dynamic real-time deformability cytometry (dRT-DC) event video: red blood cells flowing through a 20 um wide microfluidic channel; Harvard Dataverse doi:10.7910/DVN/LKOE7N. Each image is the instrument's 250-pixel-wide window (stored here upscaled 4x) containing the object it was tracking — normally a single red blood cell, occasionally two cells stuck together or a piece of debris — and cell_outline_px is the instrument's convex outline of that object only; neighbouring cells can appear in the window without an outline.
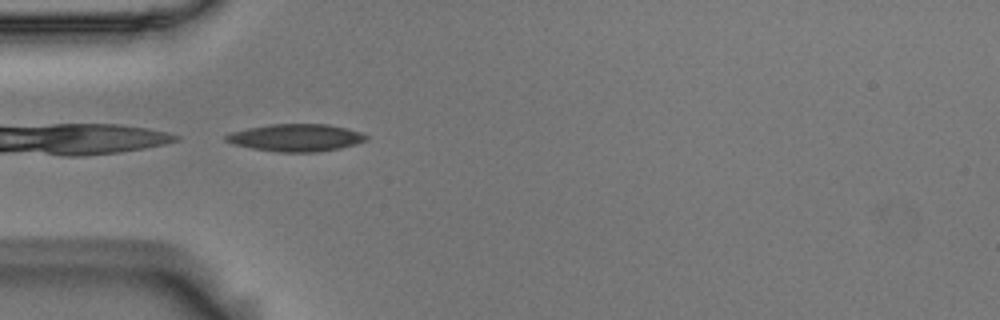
{"species": "Egyptian fruit bat (a non-hibernating species)", "species_latin": "Rousettus aegyptiacus", "temperature_condition": "room temperature", "stored_images_in_passage": 12, "camera_frame_rate_fps": 3000, "um_per_image_px": 0.085, "animal": {"sex": "male"}, "frame": {"image": 1, "passage_image": 1, "time_ms": 0.0, "image_size_px": [1000, 320], "cell_outline_px": [[368, 140], [356, 144], [340, 148], [316, 152], [276, 152], [252, 148], [232, 144], [224, 140], [224, 136], [232, 132], [248, 128], [268, 124], [328, 124], [360, 132], [368, 136]], "centroid_in_image_um": [25.14, 11.7], "position_along_channel_um": 59.9, "area_um2": 22.37}}
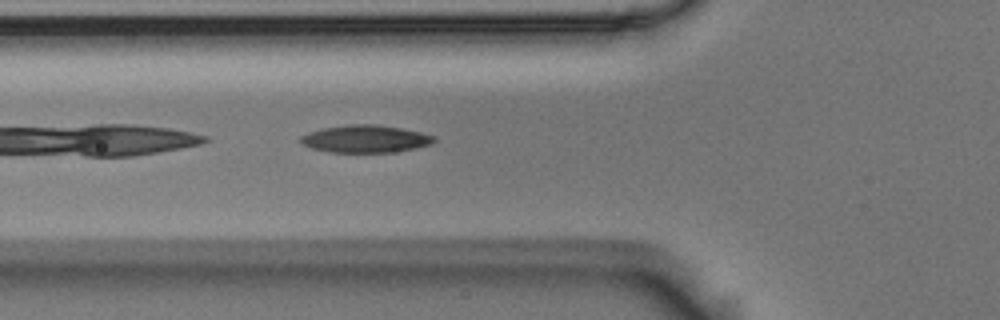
{"frame": {"image": 2, "passage_image": 4, "time_ms": 1.0, "image_size_px": [1000, 320], "cell_outline_px": [[436, 140], [432, 144], [392, 152], [328, 152], [312, 148], [300, 144], [300, 136], [308, 132], [320, 128], [348, 124], [376, 124], [400, 128], [420, 132], [436, 136]], "centroid_in_image_um": [31.01, 11.79], "position_along_channel_um": 94.8, "area_um2": 21.44}}